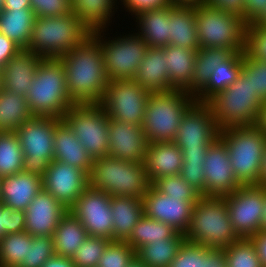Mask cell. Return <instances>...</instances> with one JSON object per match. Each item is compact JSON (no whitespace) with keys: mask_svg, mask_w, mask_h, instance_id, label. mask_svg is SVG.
<instances>
[{"mask_svg":"<svg viewBox=\"0 0 266 267\" xmlns=\"http://www.w3.org/2000/svg\"><path fill=\"white\" fill-rule=\"evenodd\" d=\"M67 92L74 104H99L109 78L99 41L91 34L71 51L61 55Z\"/></svg>","mask_w":266,"mask_h":267,"instance_id":"6da1fadb","label":"cell"},{"mask_svg":"<svg viewBox=\"0 0 266 267\" xmlns=\"http://www.w3.org/2000/svg\"><path fill=\"white\" fill-rule=\"evenodd\" d=\"M218 137L224 142L237 181L258 185L266 150V133L257 125L226 127Z\"/></svg>","mask_w":266,"mask_h":267,"instance_id":"7a4b0ae2","label":"cell"},{"mask_svg":"<svg viewBox=\"0 0 266 267\" xmlns=\"http://www.w3.org/2000/svg\"><path fill=\"white\" fill-rule=\"evenodd\" d=\"M26 99L33 116L62 119L74 105L67 92L65 70L60 58H42Z\"/></svg>","mask_w":266,"mask_h":267,"instance_id":"3957f363","label":"cell"},{"mask_svg":"<svg viewBox=\"0 0 266 267\" xmlns=\"http://www.w3.org/2000/svg\"><path fill=\"white\" fill-rule=\"evenodd\" d=\"M186 241L213 249H224L239 239L223 196H201L194 205Z\"/></svg>","mask_w":266,"mask_h":267,"instance_id":"277c9868","label":"cell"},{"mask_svg":"<svg viewBox=\"0 0 266 267\" xmlns=\"http://www.w3.org/2000/svg\"><path fill=\"white\" fill-rule=\"evenodd\" d=\"M90 35V30L72 11L57 17H35L27 50L43 58H59Z\"/></svg>","mask_w":266,"mask_h":267,"instance_id":"5b68a950","label":"cell"},{"mask_svg":"<svg viewBox=\"0 0 266 267\" xmlns=\"http://www.w3.org/2000/svg\"><path fill=\"white\" fill-rule=\"evenodd\" d=\"M263 103L252 90L249 75L243 70L232 85L218 92L207 102L219 130L226 127L257 125Z\"/></svg>","mask_w":266,"mask_h":267,"instance_id":"8992f818","label":"cell"},{"mask_svg":"<svg viewBox=\"0 0 266 267\" xmlns=\"http://www.w3.org/2000/svg\"><path fill=\"white\" fill-rule=\"evenodd\" d=\"M195 102L184 90L151 92L142 125L148 142L174 141L183 115Z\"/></svg>","mask_w":266,"mask_h":267,"instance_id":"52a82bcc","label":"cell"},{"mask_svg":"<svg viewBox=\"0 0 266 267\" xmlns=\"http://www.w3.org/2000/svg\"><path fill=\"white\" fill-rule=\"evenodd\" d=\"M89 178V186L109 196L143 198L150 183L144 162H129L112 156L95 158Z\"/></svg>","mask_w":266,"mask_h":267,"instance_id":"ba28073f","label":"cell"},{"mask_svg":"<svg viewBox=\"0 0 266 267\" xmlns=\"http://www.w3.org/2000/svg\"><path fill=\"white\" fill-rule=\"evenodd\" d=\"M195 22L200 48H225L245 51V21L237 15L210 5L195 7Z\"/></svg>","mask_w":266,"mask_h":267,"instance_id":"9c48e42d","label":"cell"},{"mask_svg":"<svg viewBox=\"0 0 266 267\" xmlns=\"http://www.w3.org/2000/svg\"><path fill=\"white\" fill-rule=\"evenodd\" d=\"M108 30H97L91 34L99 41L109 81L133 79L149 46L135 30H131L133 33L120 32L114 37L110 36Z\"/></svg>","mask_w":266,"mask_h":267,"instance_id":"30bf717a","label":"cell"},{"mask_svg":"<svg viewBox=\"0 0 266 267\" xmlns=\"http://www.w3.org/2000/svg\"><path fill=\"white\" fill-rule=\"evenodd\" d=\"M61 118L33 116L16 131L23 151V171L45 174L49 163L54 160V132Z\"/></svg>","mask_w":266,"mask_h":267,"instance_id":"8fae6325","label":"cell"},{"mask_svg":"<svg viewBox=\"0 0 266 267\" xmlns=\"http://www.w3.org/2000/svg\"><path fill=\"white\" fill-rule=\"evenodd\" d=\"M62 119L93 159L108 155L109 117L100 104H74Z\"/></svg>","mask_w":266,"mask_h":267,"instance_id":"7c38bea8","label":"cell"},{"mask_svg":"<svg viewBox=\"0 0 266 267\" xmlns=\"http://www.w3.org/2000/svg\"><path fill=\"white\" fill-rule=\"evenodd\" d=\"M150 94L133 79L112 80L99 104L109 119L142 126Z\"/></svg>","mask_w":266,"mask_h":267,"instance_id":"4fadbf2b","label":"cell"},{"mask_svg":"<svg viewBox=\"0 0 266 267\" xmlns=\"http://www.w3.org/2000/svg\"><path fill=\"white\" fill-rule=\"evenodd\" d=\"M223 197L228 207L232 227L239 238H251L261 231L266 187L241 185L231 194Z\"/></svg>","mask_w":266,"mask_h":267,"instance_id":"5bb4252c","label":"cell"},{"mask_svg":"<svg viewBox=\"0 0 266 267\" xmlns=\"http://www.w3.org/2000/svg\"><path fill=\"white\" fill-rule=\"evenodd\" d=\"M218 134L211 107L195 102L183 115L173 142L180 149H208Z\"/></svg>","mask_w":266,"mask_h":267,"instance_id":"9a60e30c","label":"cell"},{"mask_svg":"<svg viewBox=\"0 0 266 267\" xmlns=\"http://www.w3.org/2000/svg\"><path fill=\"white\" fill-rule=\"evenodd\" d=\"M111 196L88 186L69 209L84 226L88 235L112 240Z\"/></svg>","mask_w":266,"mask_h":267,"instance_id":"2e32d148","label":"cell"},{"mask_svg":"<svg viewBox=\"0 0 266 267\" xmlns=\"http://www.w3.org/2000/svg\"><path fill=\"white\" fill-rule=\"evenodd\" d=\"M43 189L68 210L89 186L88 175L70 164L53 160L42 176Z\"/></svg>","mask_w":266,"mask_h":267,"instance_id":"e0dca14e","label":"cell"},{"mask_svg":"<svg viewBox=\"0 0 266 267\" xmlns=\"http://www.w3.org/2000/svg\"><path fill=\"white\" fill-rule=\"evenodd\" d=\"M198 201H185L159 192L152 184L143 196L144 215L171 225L185 234L189 228L194 205Z\"/></svg>","mask_w":266,"mask_h":267,"instance_id":"ac0fdd59","label":"cell"},{"mask_svg":"<svg viewBox=\"0 0 266 267\" xmlns=\"http://www.w3.org/2000/svg\"><path fill=\"white\" fill-rule=\"evenodd\" d=\"M205 196H225L238 189L224 142L218 137L209 146L204 161Z\"/></svg>","mask_w":266,"mask_h":267,"instance_id":"d6986e66","label":"cell"},{"mask_svg":"<svg viewBox=\"0 0 266 267\" xmlns=\"http://www.w3.org/2000/svg\"><path fill=\"white\" fill-rule=\"evenodd\" d=\"M108 155L129 162H144L148 139L142 126L109 119Z\"/></svg>","mask_w":266,"mask_h":267,"instance_id":"ffe728a7","label":"cell"},{"mask_svg":"<svg viewBox=\"0 0 266 267\" xmlns=\"http://www.w3.org/2000/svg\"><path fill=\"white\" fill-rule=\"evenodd\" d=\"M67 211L54 196L41 189L25 210V231L32 236H53Z\"/></svg>","mask_w":266,"mask_h":267,"instance_id":"44dd1931","label":"cell"},{"mask_svg":"<svg viewBox=\"0 0 266 267\" xmlns=\"http://www.w3.org/2000/svg\"><path fill=\"white\" fill-rule=\"evenodd\" d=\"M182 164V151L173 141L148 144L144 166L150 184L165 176L180 175Z\"/></svg>","mask_w":266,"mask_h":267,"instance_id":"7402d4cb","label":"cell"},{"mask_svg":"<svg viewBox=\"0 0 266 267\" xmlns=\"http://www.w3.org/2000/svg\"><path fill=\"white\" fill-rule=\"evenodd\" d=\"M42 58L21 49L2 69L3 90L26 97Z\"/></svg>","mask_w":266,"mask_h":267,"instance_id":"603a6c76","label":"cell"},{"mask_svg":"<svg viewBox=\"0 0 266 267\" xmlns=\"http://www.w3.org/2000/svg\"><path fill=\"white\" fill-rule=\"evenodd\" d=\"M43 189L38 174L18 172L2 177L1 203L14 210L25 211L32 199Z\"/></svg>","mask_w":266,"mask_h":267,"instance_id":"cb8c5ba5","label":"cell"},{"mask_svg":"<svg viewBox=\"0 0 266 267\" xmlns=\"http://www.w3.org/2000/svg\"><path fill=\"white\" fill-rule=\"evenodd\" d=\"M53 146L54 160L75 166L90 175L94 159L63 119L56 124Z\"/></svg>","mask_w":266,"mask_h":267,"instance_id":"d4e9b609","label":"cell"},{"mask_svg":"<svg viewBox=\"0 0 266 267\" xmlns=\"http://www.w3.org/2000/svg\"><path fill=\"white\" fill-rule=\"evenodd\" d=\"M171 5L147 9L134 14L136 33L149 47L162 48L170 45L169 14ZM138 27V28H137Z\"/></svg>","mask_w":266,"mask_h":267,"instance_id":"484cf974","label":"cell"},{"mask_svg":"<svg viewBox=\"0 0 266 267\" xmlns=\"http://www.w3.org/2000/svg\"><path fill=\"white\" fill-rule=\"evenodd\" d=\"M163 48L149 47L133 80L150 92L169 91L170 80Z\"/></svg>","mask_w":266,"mask_h":267,"instance_id":"4316f807","label":"cell"},{"mask_svg":"<svg viewBox=\"0 0 266 267\" xmlns=\"http://www.w3.org/2000/svg\"><path fill=\"white\" fill-rule=\"evenodd\" d=\"M113 221L112 241H126L144 215L143 198L132 196H111Z\"/></svg>","mask_w":266,"mask_h":267,"instance_id":"83f0119b","label":"cell"},{"mask_svg":"<svg viewBox=\"0 0 266 267\" xmlns=\"http://www.w3.org/2000/svg\"><path fill=\"white\" fill-rule=\"evenodd\" d=\"M119 7L118 0H71V11L91 33L110 29L109 26L115 22L114 15L119 13Z\"/></svg>","mask_w":266,"mask_h":267,"instance_id":"f1b7e54d","label":"cell"},{"mask_svg":"<svg viewBox=\"0 0 266 267\" xmlns=\"http://www.w3.org/2000/svg\"><path fill=\"white\" fill-rule=\"evenodd\" d=\"M195 17V7L171 5L169 14L170 45L191 50L200 49Z\"/></svg>","mask_w":266,"mask_h":267,"instance_id":"f546056e","label":"cell"},{"mask_svg":"<svg viewBox=\"0 0 266 267\" xmlns=\"http://www.w3.org/2000/svg\"><path fill=\"white\" fill-rule=\"evenodd\" d=\"M166 54V69L170 80V90H186L192 80L197 50L167 45L162 47Z\"/></svg>","mask_w":266,"mask_h":267,"instance_id":"4dcf8cb0","label":"cell"},{"mask_svg":"<svg viewBox=\"0 0 266 267\" xmlns=\"http://www.w3.org/2000/svg\"><path fill=\"white\" fill-rule=\"evenodd\" d=\"M88 233L81 221L68 210L60 219L53 234L54 253L72 258L75 251L82 245Z\"/></svg>","mask_w":266,"mask_h":267,"instance_id":"1f68e13d","label":"cell"},{"mask_svg":"<svg viewBox=\"0 0 266 267\" xmlns=\"http://www.w3.org/2000/svg\"><path fill=\"white\" fill-rule=\"evenodd\" d=\"M243 65V52H233L214 69L209 82L195 95L198 103H207L221 90L226 89L240 75Z\"/></svg>","mask_w":266,"mask_h":267,"instance_id":"d6a6232c","label":"cell"},{"mask_svg":"<svg viewBox=\"0 0 266 267\" xmlns=\"http://www.w3.org/2000/svg\"><path fill=\"white\" fill-rule=\"evenodd\" d=\"M34 20L32 9L3 10L0 13V32L21 49H27Z\"/></svg>","mask_w":266,"mask_h":267,"instance_id":"836d02e7","label":"cell"},{"mask_svg":"<svg viewBox=\"0 0 266 267\" xmlns=\"http://www.w3.org/2000/svg\"><path fill=\"white\" fill-rule=\"evenodd\" d=\"M185 240V234L177 231L171 238L142 245L136 257L147 267H169Z\"/></svg>","mask_w":266,"mask_h":267,"instance_id":"e575fe53","label":"cell"},{"mask_svg":"<svg viewBox=\"0 0 266 267\" xmlns=\"http://www.w3.org/2000/svg\"><path fill=\"white\" fill-rule=\"evenodd\" d=\"M233 52L225 48H200L195 55V67L190 86L186 93L196 95L210 80L214 69Z\"/></svg>","mask_w":266,"mask_h":267,"instance_id":"d590c367","label":"cell"},{"mask_svg":"<svg viewBox=\"0 0 266 267\" xmlns=\"http://www.w3.org/2000/svg\"><path fill=\"white\" fill-rule=\"evenodd\" d=\"M32 117L26 97L7 90L0 92V132H15Z\"/></svg>","mask_w":266,"mask_h":267,"instance_id":"8d00e7d4","label":"cell"},{"mask_svg":"<svg viewBox=\"0 0 266 267\" xmlns=\"http://www.w3.org/2000/svg\"><path fill=\"white\" fill-rule=\"evenodd\" d=\"M176 232L171 225L143 215L125 242L136 251L142 245L171 238Z\"/></svg>","mask_w":266,"mask_h":267,"instance_id":"74e56055","label":"cell"},{"mask_svg":"<svg viewBox=\"0 0 266 267\" xmlns=\"http://www.w3.org/2000/svg\"><path fill=\"white\" fill-rule=\"evenodd\" d=\"M32 238L26 231L4 235L0 239V267H19L27 258Z\"/></svg>","mask_w":266,"mask_h":267,"instance_id":"f35d334b","label":"cell"},{"mask_svg":"<svg viewBox=\"0 0 266 267\" xmlns=\"http://www.w3.org/2000/svg\"><path fill=\"white\" fill-rule=\"evenodd\" d=\"M23 151L15 132H0V177L23 171Z\"/></svg>","mask_w":266,"mask_h":267,"instance_id":"ab89813d","label":"cell"},{"mask_svg":"<svg viewBox=\"0 0 266 267\" xmlns=\"http://www.w3.org/2000/svg\"><path fill=\"white\" fill-rule=\"evenodd\" d=\"M224 251L228 267H263L251 238H239Z\"/></svg>","mask_w":266,"mask_h":267,"instance_id":"60d3db41","label":"cell"},{"mask_svg":"<svg viewBox=\"0 0 266 267\" xmlns=\"http://www.w3.org/2000/svg\"><path fill=\"white\" fill-rule=\"evenodd\" d=\"M112 240L90 236L75 251L72 259L76 267H97L101 255Z\"/></svg>","mask_w":266,"mask_h":267,"instance_id":"b9f144b4","label":"cell"},{"mask_svg":"<svg viewBox=\"0 0 266 267\" xmlns=\"http://www.w3.org/2000/svg\"><path fill=\"white\" fill-rule=\"evenodd\" d=\"M152 185L162 194L183 198L185 201H199V198L202 196L180 175L159 178Z\"/></svg>","mask_w":266,"mask_h":267,"instance_id":"7bdbcfd3","label":"cell"},{"mask_svg":"<svg viewBox=\"0 0 266 267\" xmlns=\"http://www.w3.org/2000/svg\"><path fill=\"white\" fill-rule=\"evenodd\" d=\"M136 257V251L125 241H111L97 267H127Z\"/></svg>","mask_w":266,"mask_h":267,"instance_id":"ee69618b","label":"cell"},{"mask_svg":"<svg viewBox=\"0 0 266 267\" xmlns=\"http://www.w3.org/2000/svg\"><path fill=\"white\" fill-rule=\"evenodd\" d=\"M54 254L52 236H33L28 246L27 258L19 267H42Z\"/></svg>","mask_w":266,"mask_h":267,"instance_id":"f6af8a7d","label":"cell"},{"mask_svg":"<svg viewBox=\"0 0 266 267\" xmlns=\"http://www.w3.org/2000/svg\"><path fill=\"white\" fill-rule=\"evenodd\" d=\"M242 70L249 75L250 86L257 96L266 101V62L250 58L243 52Z\"/></svg>","mask_w":266,"mask_h":267,"instance_id":"bcb514c9","label":"cell"},{"mask_svg":"<svg viewBox=\"0 0 266 267\" xmlns=\"http://www.w3.org/2000/svg\"><path fill=\"white\" fill-rule=\"evenodd\" d=\"M209 248L184 241L169 267H204L205 252Z\"/></svg>","mask_w":266,"mask_h":267,"instance_id":"7dc6e473","label":"cell"},{"mask_svg":"<svg viewBox=\"0 0 266 267\" xmlns=\"http://www.w3.org/2000/svg\"><path fill=\"white\" fill-rule=\"evenodd\" d=\"M244 52L250 58L266 62V28L246 25Z\"/></svg>","mask_w":266,"mask_h":267,"instance_id":"c3c4849f","label":"cell"},{"mask_svg":"<svg viewBox=\"0 0 266 267\" xmlns=\"http://www.w3.org/2000/svg\"><path fill=\"white\" fill-rule=\"evenodd\" d=\"M25 231V211L14 210L0 203V239L11 233Z\"/></svg>","mask_w":266,"mask_h":267,"instance_id":"681fc988","label":"cell"},{"mask_svg":"<svg viewBox=\"0 0 266 267\" xmlns=\"http://www.w3.org/2000/svg\"><path fill=\"white\" fill-rule=\"evenodd\" d=\"M35 17H57L71 12V0H30Z\"/></svg>","mask_w":266,"mask_h":267,"instance_id":"f907efd6","label":"cell"},{"mask_svg":"<svg viewBox=\"0 0 266 267\" xmlns=\"http://www.w3.org/2000/svg\"><path fill=\"white\" fill-rule=\"evenodd\" d=\"M119 5L122 10L128 12L127 16H133L134 14L147 9L160 8L170 5L169 0H119ZM131 13V14H130Z\"/></svg>","mask_w":266,"mask_h":267,"instance_id":"816d5d0a","label":"cell"},{"mask_svg":"<svg viewBox=\"0 0 266 267\" xmlns=\"http://www.w3.org/2000/svg\"><path fill=\"white\" fill-rule=\"evenodd\" d=\"M180 176L202 196H205L204 166H182Z\"/></svg>","mask_w":266,"mask_h":267,"instance_id":"f5cc1de1","label":"cell"},{"mask_svg":"<svg viewBox=\"0 0 266 267\" xmlns=\"http://www.w3.org/2000/svg\"><path fill=\"white\" fill-rule=\"evenodd\" d=\"M206 4L240 16L244 20L245 0H206Z\"/></svg>","mask_w":266,"mask_h":267,"instance_id":"db71d44e","label":"cell"},{"mask_svg":"<svg viewBox=\"0 0 266 267\" xmlns=\"http://www.w3.org/2000/svg\"><path fill=\"white\" fill-rule=\"evenodd\" d=\"M21 48L0 32V70L16 55Z\"/></svg>","mask_w":266,"mask_h":267,"instance_id":"11a10c76","label":"cell"},{"mask_svg":"<svg viewBox=\"0 0 266 267\" xmlns=\"http://www.w3.org/2000/svg\"><path fill=\"white\" fill-rule=\"evenodd\" d=\"M266 0H245L244 21L253 23L265 10Z\"/></svg>","mask_w":266,"mask_h":267,"instance_id":"9f6ffc18","label":"cell"},{"mask_svg":"<svg viewBox=\"0 0 266 267\" xmlns=\"http://www.w3.org/2000/svg\"><path fill=\"white\" fill-rule=\"evenodd\" d=\"M207 150L208 149H181L183 158L182 166H204Z\"/></svg>","mask_w":266,"mask_h":267,"instance_id":"6f0895ef","label":"cell"},{"mask_svg":"<svg viewBox=\"0 0 266 267\" xmlns=\"http://www.w3.org/2000/svg\"><path fill=\"white\" fill-rule=\"evenodd\" d=\"M204 267H228L224 249L209 248L205 252Z\"/></svg>","mask_w":266,"mask_h":267,"instance_id":"680465c9","label":"cell"},{"mask_svg":"<svg viewBox=\"0 0 266 267\" xmlns=\"http://www.w3.org/2000/svg\"><path fill=\"white\" fill-rule=\"evenodd\" d=\"M256 246L263 267H266V230H261L251 237Z\"/></svg>","mask_w":266,"mask_h":267,"instance_id":"91938a15","label":"cell"},{"mask_svg":"<svg viewBox=\"0 0 266 267\" xmlns=\"http://www.w3.org/2000/svg\"><path fill=\"white\" fill-rule=\"evenodd\" d=\"M42 267H76L73 259L54 254L42 265Z\"/></svg>","mask_w":266,"mask_h":267,"instance_id":"94428289","label":"cell"},{"mask_svg":"<svg viewBox=\"0 0 266 267\" xmlns=\"http://www.w3.org/2000/svg\"><path fill=\"white\" fill-rule=\"evenodd\" d=\"M31 9L30 0H4V10Z\"/></svg>","mask_w":266,"mask_h":267,"instance_id":"6125c7cd","label":"cell"},{"mask_svg":"<svg viewBox=\"0 0 266 267\" xmlns=\"http://www.w3.org/2000/svg\"><path fill=\"white\" fill-rule=\"evenodd\" d=\"M170 5L183 7H197L205 4L206 0H169Z\"/></svg>","mask_w":266,"mask_h":267,"instance_id":"be15d7a7","label":"cell"},{"mask_svg":"<svg viewBox=\"0 0 266 267\" xmlns=\"http://www.w3.org/2000/svg\"><path fill=\"white\" fill-rule=\"evenodd\" d=\"M257 126L266 133V101L262 105Z\"/></svg>","mask_w":266,"mask_h":267,"instance_id":"e7e4bbea","label":"cell"},{"mask_svg":"<svg viewBox=\"0 0 266 267\" xmlns=\"http://www.w3.org/2000/svg\"><path fill=\"white\" fill-rule=\"evenodd\" d=\"M258 185L266 187V150H265V155L263 158L262 170H261V174L259 177Z\"/></svg>","mask_w":266,"mask_h":267,"instance_id":"03108f58","label":"cell"},{"mask_svg":"<svg viewBox=\"0 0 266 267\" xmlns=\"http://www.w3.org/2000/svg\"><path fill=\"white\" fill-rule=\"evenodd\" d=\"M251 25L266 28V8L264 12L253 23H251Z\"/></svg>","mask_w":266,"mask_h":267,"instance_id":"003e7915","label":"cell"},{"mask_svg":"<svg viewBox=\"0 0 266 267\" xmlns=\"http://www.w3.org/2000/svg\"><path fill=\"white\" fill-rule=\"evenodd\" d=\"M127 267H147L137 257Z\"/></svg>","mask_w":266,"mask_h":267,"instance_id":"a7ac6f4b","label":"cell"},{"mask_svg":"<svg viewBox=\"0 0 266 267\" xmlns=\"http://www.w3.org/2000/svg\"><path fill=\"white\" fill-rule=\"evenodd\" d=\"M261 230H266V198H265V207H264V213H263V218H262Z\"/></svg>","mask_w":266,"mask_h":267,"instance_id":"89a4df30","label":"cell"},{"mask_svg":"<svg viewBox=\"0 0 266 267\" xmlns=\"http://www.w3.org/2000/svg\"><path fill=\"white\" fill-rule=\"evenodd\" d=\"M2 70H0V92L3 90Z\"/></svg>","mask_w":266,"mask_h":267,"instance_id":"2644e50d","label":"cell"},{"mask_svg":"<svg viewBox=\"0 0 266 267\" xmlns=\"http://www.w3.org/2000/svg\"><path fill=\"white\" fill-rule=\"evenodd\" d=\"M4 10V0H0V13Z\"/></svg>","mask_w":266,"mask_h":267,"instance_id":"8c879c8a","label":"cell"},{"mask_svg":"<svg viewBox=\"0 0 266 267\" xmlns=\"http://www.w3.org/2000/svg\"><path fill=\"white\" fill-rule=\"evenodd\" d=\"M1 182H2V177H0V203H1Z\"/></svg>","mask_w":266,"mask_h":267,"instance_id":"753ad0ef","label":"cell"}]
</instances>
